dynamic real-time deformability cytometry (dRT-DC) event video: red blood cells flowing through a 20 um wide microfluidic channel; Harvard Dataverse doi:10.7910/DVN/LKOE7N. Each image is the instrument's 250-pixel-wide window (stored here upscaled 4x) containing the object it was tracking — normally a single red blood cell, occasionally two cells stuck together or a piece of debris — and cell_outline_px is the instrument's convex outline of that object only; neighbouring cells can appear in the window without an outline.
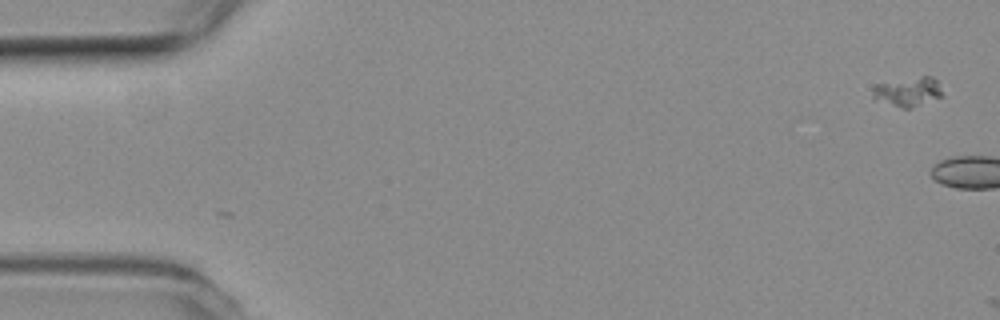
{"species": "common noctule bat (a hibernating species)", "species_latin": "Nyctalus noctula", "temperature_condition": "room temperature", "stored_images_in_passage": 2, "camera_frame_rate_fps": 3000, "um_per_image_px": 0.085, "animal": {"sex": "female", "body_mass_g": 19.3, "forearm_length_mm": 54.1}, "frame": {"image": 1, "passage_image": 2, "time_ms": 0.333, "image_size_px": [1000, 320], "cell_outline_px": [[944, 96], [912, 108], [900, 108], [872, 96], [872, 88], [876, 84], [924, 76], [932, 76], [936, 80]], "centroid_in_image_um": [77.22, 7.8], "position_along_channel_um": 7.8, "area_um2": 11.62}}